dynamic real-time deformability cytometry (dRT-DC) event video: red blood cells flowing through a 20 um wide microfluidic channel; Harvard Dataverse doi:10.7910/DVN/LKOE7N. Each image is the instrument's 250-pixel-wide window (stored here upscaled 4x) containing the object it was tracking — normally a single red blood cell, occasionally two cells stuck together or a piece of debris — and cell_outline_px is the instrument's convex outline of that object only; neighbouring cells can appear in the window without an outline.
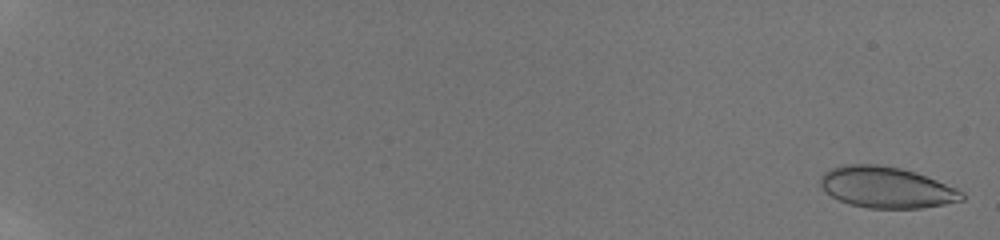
{"species": "human", "species_latin": "Homo sapiens", "temperature_condition": "room temperature", "stored_images_in_passage": 56, "camera_frame_rate_fps": 3000, "um_per_image_px": 0.085, "donor": {"sex": "male"}, "frame": {"image": 1, "passage_image": 2, "time_ms": 0.333, "image_size_px": [1000, 240], "cell_outline_px": [[964, 200], [944, 204], [920, 208], [868, 208], [848, 204], [824, 192], [820, 184], [820, 176], [824, 172], [832, 168], [844, 164], [880, 164], [900, 168], [916, 172], [956, 188], [964, 192]], "centroid_in_image_um": [75.32, 15.92], "position_along_channel_um": 9.7, "area_um2": 34.04}}
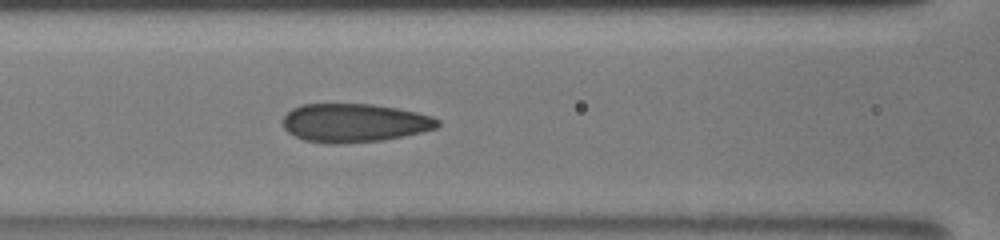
{"frame": {"image": 2, "passage_image": 29, "time_ms": 9.667, "image_size_px": [1000, 240], "cell_outline_px": [[440, 124], [436, 128], [404, 136], [384, 140], [336, 144], [332, 144], [304, 140], [288, 132], [284, 128], [284, 116], [292, 108], [300, 104], [372, 104], [396, 108], [416, 112], [432, 116], [440, 120]], "centroid_in_image_um": [30.12, 10.44], "position_along_channel_um": 136.5, "area_um2": 34.74}}
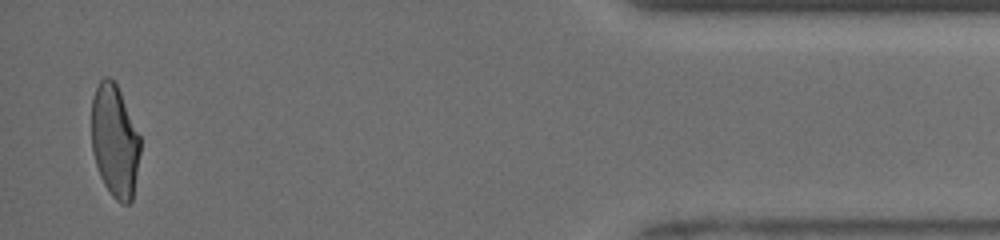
{"frame": {"image": 3, "passage_image": 55, "time_ms": 18.333, "image_size_px": [1000, 240], "cell_outline_px": [[140, 152], [132, 200], [128, 204], [120, 204], [112, 196], [104, 184], [100, 176], [92, 152], [92, 96], [100, 80], [104, 76], [108, 76], [116, 84], [120, 92], [140, 136]], "centroid_in_image_um": [9.74, 12.0], "position_along_channel_um": 425.5, "area_um2": 31.85}, "authors_computed_cell_mechanics": {"area_um2": 34.0442, "velocity_mm_per_s": 3.9679, "shape_relaxation_time_tau1_ms": 4.6571, "shape_relaxation_time_tau2_ms": 1.0405, "deformation_change_tau1": 0.155, "deformation_change_tau2": 0.0617}}